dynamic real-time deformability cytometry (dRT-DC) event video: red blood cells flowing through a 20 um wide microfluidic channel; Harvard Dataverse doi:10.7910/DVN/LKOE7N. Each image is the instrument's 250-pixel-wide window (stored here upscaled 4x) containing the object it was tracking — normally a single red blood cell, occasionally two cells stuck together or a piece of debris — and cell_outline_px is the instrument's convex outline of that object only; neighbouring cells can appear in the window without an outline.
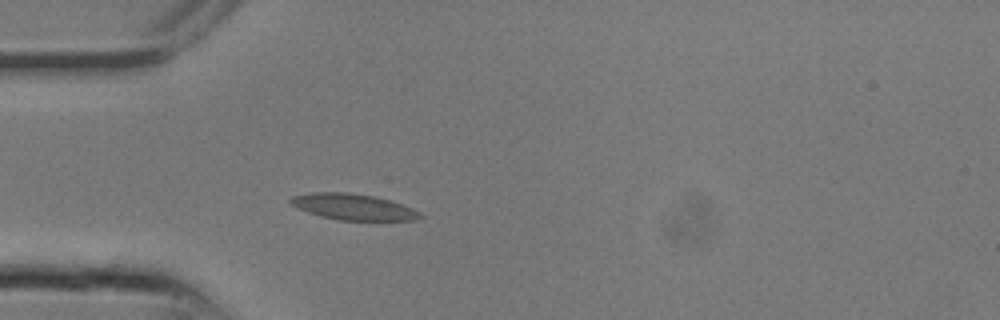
{"species": "common noctule bat (a hibernating species)", "species_latin": "Nyctalus noctula", "temperature_condition": "room temperature", "stored_images_in_passage": 9, "camera_frame_rate_fps": 3000, "um_per_image_px": 0.085, "animal": {"sex": "male", "body_mass_g": 13.3}, "frame": {"image": 1, "passage_image": 1, "time_ms": 0.0, "image_size_px": [1000, 320], "cell_outline_px": [[424, 216], [416, 220], [340, 220], [320, 216], [296, 208], [288, 200], [292, 196], [312, 192], [348, 192], [372, 196], [388, 200], [412, 208], [420, 212]], "centroid_in_image_um": [29.99, 17.58], "position_along_channel_um": 55.0, "area_um2": 19.54}}
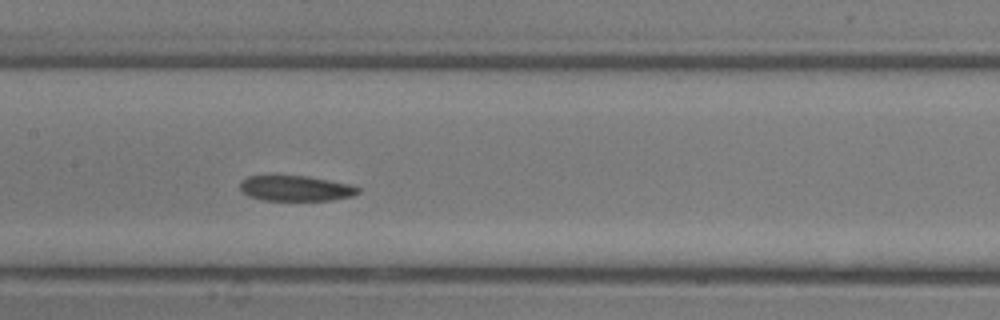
{"frame": {"image": 2, "passage_image": 6, "time_ms": 1.667, "image_size_px": [1000, 320], "cell_outline_px": [[360, 192], [352, 196], [332, 200], [264, 200], [248, 196], [240, 188], [240, 180], [248, 176], [272, 172], [276, 172], [308, 176], [352, 184], [360, 188]], "centroid_in_image_um": [25.08, 15.95], "position_along_channel_um": 182.3, "area_um2": 18.44}}
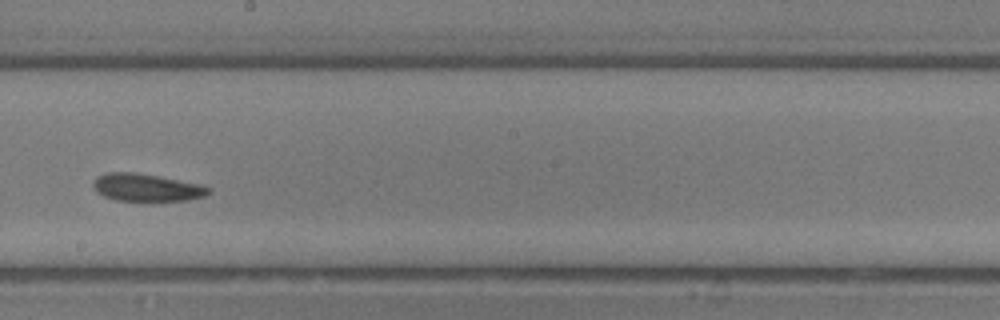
{"frame": {"image": 3, "passage_image": 8, "time_ms": 2.333, "image_size_px": [1000, 320], "cell_outline_px": [[212, 192], [204, 196], [188, 200], [116, 200], [104, 196], [96, 192], [92, 188], [92, 184], [96, 176], [108, 172], [132, 172], [156, 176], [200, 184], [212, 188]], "centroid_in_image_um": [12.43, 15.93], "position_along_channel_um": 235.8, "area_um2": 18.38}}